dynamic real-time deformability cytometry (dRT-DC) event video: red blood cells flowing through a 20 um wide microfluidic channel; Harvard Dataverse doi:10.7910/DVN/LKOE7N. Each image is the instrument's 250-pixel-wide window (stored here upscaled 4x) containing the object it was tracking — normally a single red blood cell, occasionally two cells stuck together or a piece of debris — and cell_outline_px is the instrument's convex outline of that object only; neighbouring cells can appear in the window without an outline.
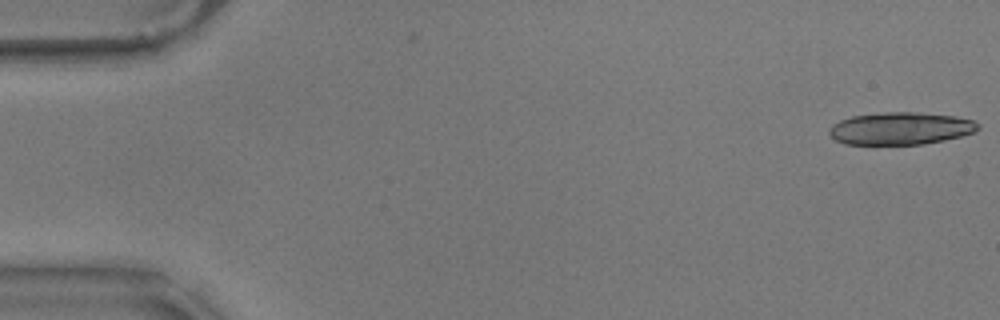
{"species": "common noctule bat (a hibernating species)", "species_latin": "Nyctalus noctula", "temperature_condition": "warm", "stored_images_in_passage": 2, "camera_frame_rate_fps": 3000, "um_per_image_px": 0.085, "animal": {"sex": "male", "body_mass_g": 17.9}, "frame": {"image": 1, "passage_image": 2, "time_ms": 0.333, "image_size_px": [1000, 320], "cell_outline_px": [[980, 128], [976, 132], [944, 140], [924, 144], [844, 144], [836, 140], [828, 132], [832, 124], [840, 120], [852, 116], [884, 112], [916, 112], [956, 116], [972, 120], [980, 124]], "centroid_in_image_um": [76.57, 10.91], "position_along_channel_um": 8.4, "area_um2": 28.15}}